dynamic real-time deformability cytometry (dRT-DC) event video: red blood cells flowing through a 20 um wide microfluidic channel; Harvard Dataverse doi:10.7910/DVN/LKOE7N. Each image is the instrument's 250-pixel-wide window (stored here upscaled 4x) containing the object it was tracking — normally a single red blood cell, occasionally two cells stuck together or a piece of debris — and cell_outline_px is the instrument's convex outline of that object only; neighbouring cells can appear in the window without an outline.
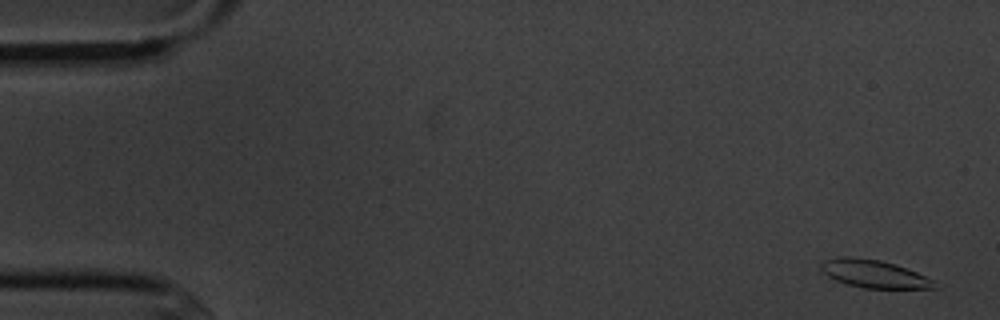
{"species": "common noctule bat (a hibernating species)", "species_latin": "Nyctalus noctula", "temperature_condition": "cold", "stored_images_in_passage": 5, "camera_frame_rate_fps": 3000, "um_per_image_px": 0.085, "animal": {"sex": "male", "body_mass_g": 20.1, "forearm_length_mm": 53.5}, "frame": {"image": 1, "passage_image": 1, "time_ms": 0.0, "image_size_px": [1000, 320], "cell_outline_px": [[940, 288], [864, 288], [848, 284], [836, 280], [828, 276], [820, 268], [820, 264], [824, 260], [844, 256], [848, 256], [880, 260], [896, 264], [936, 280]], "centroid_in_image_um": [74.34, 23.28], "position_along_channel_um": 10.7, "area_um2": 18.44}}